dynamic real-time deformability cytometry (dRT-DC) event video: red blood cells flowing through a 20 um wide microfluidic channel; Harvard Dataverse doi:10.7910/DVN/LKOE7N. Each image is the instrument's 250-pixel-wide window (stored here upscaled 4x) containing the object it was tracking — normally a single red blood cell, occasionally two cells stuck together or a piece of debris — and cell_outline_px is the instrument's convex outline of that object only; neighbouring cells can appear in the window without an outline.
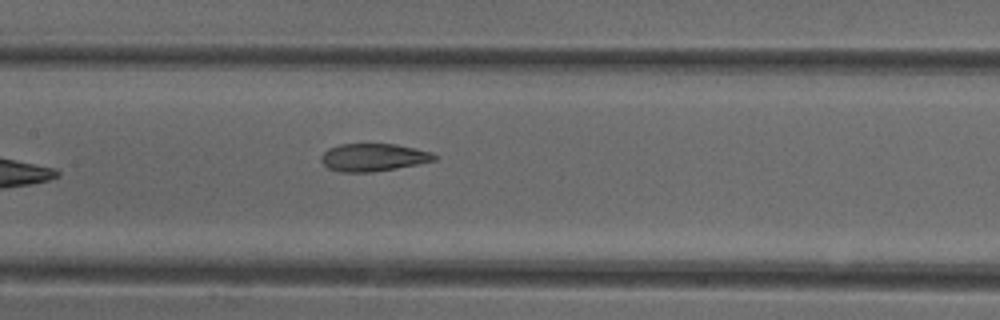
{"species": "common noctule bat (a hibernating species)", "species_latin": "Nyctalus noctula", "temperature_condition": "cold", "stored_images_in_passage": 6, "camera_frame_rate_fps": 3000, "um_per_image_px": 0.085, "animal": {"sex": "female"}, "frame": {"image": 1, "passage_image": 6, "time_ms": 7.0, "image_size_px": [1000, 320], "cell_outline_px": [[440, 156], [436, 160], [396, 168], [372, 172], [340, 172], [328, 168], [320, 160], [320, 156], [328, 148], [340, 144], [396, 144], [432, 152]], "centroid_in_image_um": [31.73, 13.37], "position_along_channel_um": 175.7, "area_um2": 18.32}}